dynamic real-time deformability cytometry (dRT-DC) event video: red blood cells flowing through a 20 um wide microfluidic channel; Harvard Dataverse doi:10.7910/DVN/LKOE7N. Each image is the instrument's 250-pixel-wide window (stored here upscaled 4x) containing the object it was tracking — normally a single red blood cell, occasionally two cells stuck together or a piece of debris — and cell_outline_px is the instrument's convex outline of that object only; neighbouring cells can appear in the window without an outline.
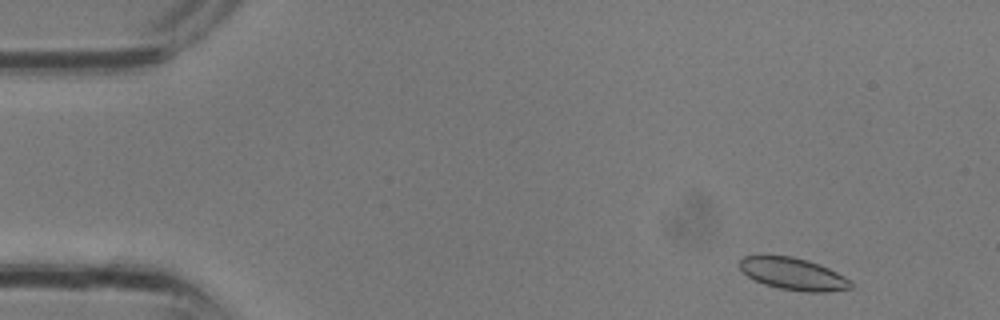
{"species": "common noctule bat (a hibernating species)", "species_latin": "Nyctalus noctula", "temperature_condition": "room temperature", "stored_images_in_passage": 31, "camera_frame_rate_fps": 3000, "um_per_image_px": 0.085, "animal": {"sex": "male", "body_mass_g": 13.3}, "frame": {"image": 1, "passage_image": 2, "time_ms": 0.333, "image_size_px": [1000, 320], "cell_outline_px": [[852, 288], [828, 292], [804, 292], [780, 288], [764, 284], [748, 276], [740, 268], [740, 260], [744, 256], [792, 256], [808, 260], [820, 264], [844, 276], [852, 284]], "centroid_in_image_um": [67.45, 23.29], "position_along_channel_um": 17.6, "area_um2": 20.58}}
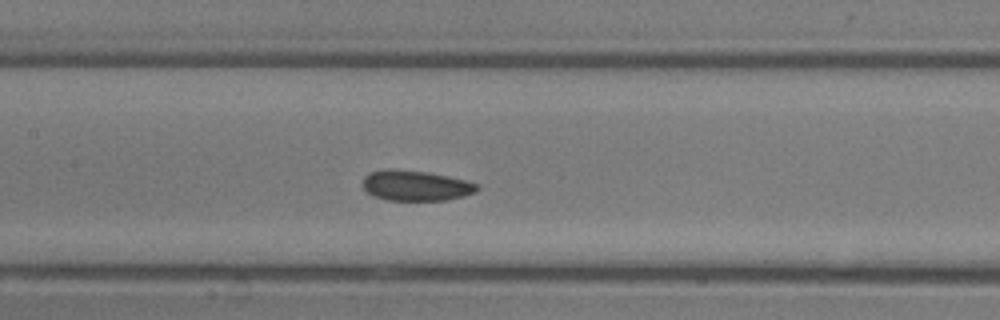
{"frame": {"image": 2, "passage_image": 14, "time_ms": 4.333, "image_size_px": [1000, 320], "cell_outline_px": [[480, 188], [476, 192], [464, 196], [444, 200], [388, 200], [372, 196], [364, 192], [364, 176], [368, 172], [388, 168], [392, 168], [424, 172], [464, 180], [476, 184]], "centroid_in_image_um": [35.27, 15.78], "position_along_channel_um": 172.1, "area_um2": 20.17}}
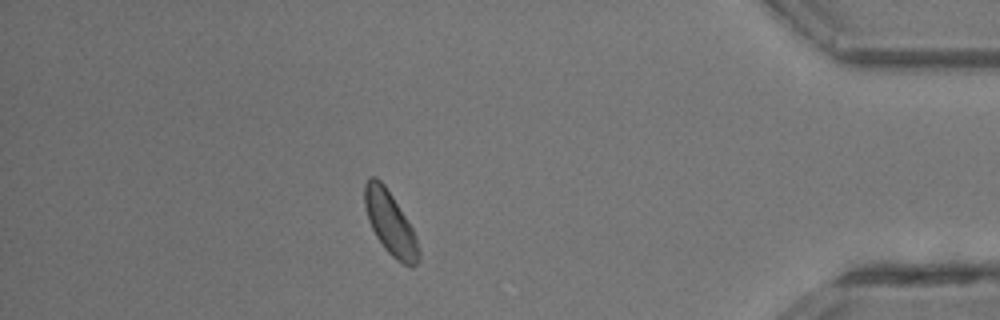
{"frame": {"image": 3, "passage_image": 27, "time_ms": 8.667, "image_size_px": [1000, 320], "cell_outline_px": [[420, 260], [412, 268], [396, 260], [384, 248], [376, 236], [368, 220], [364, 204], [364, 184], [372, 176], [376, 176], [384, 184], [408, 220], [416, 236], [420, 252]], "centroid_in_image_um": [33.18, 18.99], "position_along_channel_um": 402.0, "area_um2": 19.94}}